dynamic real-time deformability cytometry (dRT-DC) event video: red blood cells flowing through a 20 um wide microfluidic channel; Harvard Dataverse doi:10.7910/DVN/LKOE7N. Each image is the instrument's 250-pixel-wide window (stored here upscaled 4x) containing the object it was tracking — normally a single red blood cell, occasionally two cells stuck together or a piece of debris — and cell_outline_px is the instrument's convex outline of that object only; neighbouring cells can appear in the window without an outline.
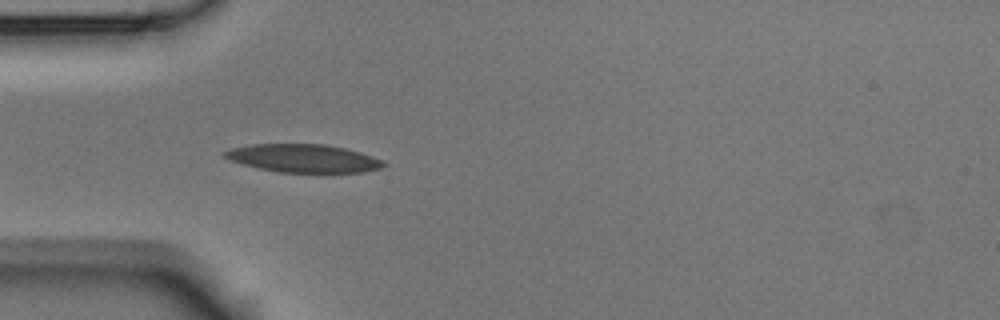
{"species": "Egyptian fruit bat (a non-hibernating species)", "species_latin": "Rousettus aegyptiacus", "temperature_condition": "room temperature", "stored_images_in_passage": 3, "camera_frame_rate_fps": 3000, "um_per_image_px": 0.085, "animal": {"sex": "male"}, "frame": {"image": 1, "passage_image": 3, "time_ms": 3.333, "image_size_px": [1000, 320], "cell_outline_px": [[388, 164], [380, 168], [364, 172], [280, 172], [260, 168], [228, 160], [224, 156], [224, 152], [232, 148], [252, 144], [324, 144], [344, 148], [360, 152], [372, 156]], "centroid_in_image_um": [25.79, 13.45], "position_along_channel_um": 59.2, "area_um2": 25.72}}